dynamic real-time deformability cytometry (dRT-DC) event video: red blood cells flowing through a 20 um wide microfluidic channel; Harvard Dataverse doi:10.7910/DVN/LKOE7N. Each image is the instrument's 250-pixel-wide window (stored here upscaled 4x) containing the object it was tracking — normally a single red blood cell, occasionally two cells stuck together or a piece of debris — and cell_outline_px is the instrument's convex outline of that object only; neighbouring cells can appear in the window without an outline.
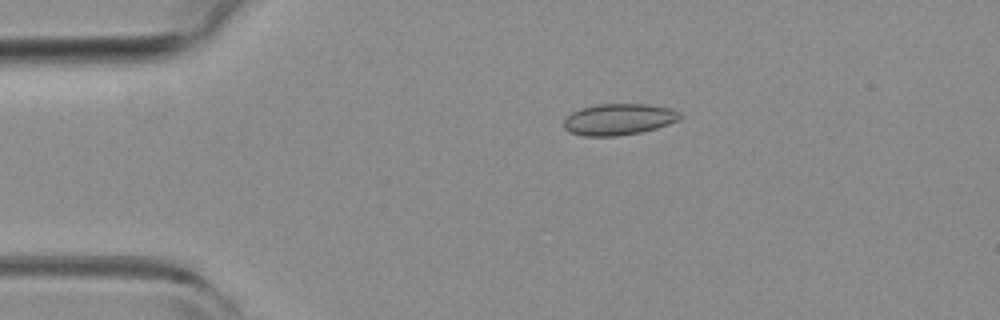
{"species": "common noctule bat (a hibernating species)", "species_latin": "Nyctalus noctula", "temperature_condition": "room temperature", "stored_images_in_passage": 4, "camera_frame_rate_fps": 3000, "um_per_image_px": 0.085, "animal": {"sex": "female", "body_mass_g": 19.3, "forearm_length_mm": 54.1}, "frame": {"image": 1, "passage_image": 1, "time_ms": 0.0, "image_size_px": [1000, 320], "cell_outline_px": [[680, 120], [656, 128], [640, 132], [616, 136], [584, 136], [572, 132], [564, 128], [564, 120], [572, 112], [580, 108], [596, 104], [648, 104], [672, 108], [680, 112]], "centroid_in_image_um": [52.61, 10.13], "position_along_channel_um": 32.4, "area_um2": 21.21}}
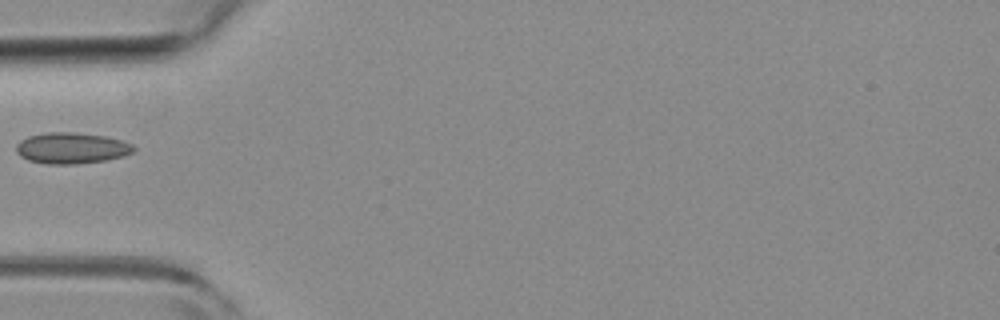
{"frame": {"image": 2, "passage_image": 3, "time_ms": 0.667, "image_size_px": [1000, 320], "cell_outline_px": [[136, 148], [132, 152], [124, 156], [104, 160], [76, 164], [48, 164], [28, 160], [20, 156], [16, 152], [16, 144], [20, 140], [28, 136], [44, 132], [72, 132], [104, 136], [120, 140], [132, 144]], "centroid_in_image_um": [6.04, 12.58], "position_along_channel_um": 79.0, "area_um2": 21.27}}
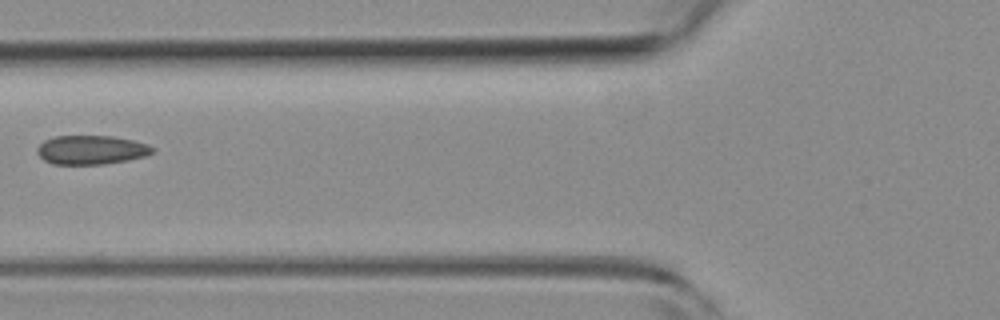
{"frame": {"image": 3, "passage_image": 4, "time_ms": 1.0, "image_size_px": [1000, 320], "cell_outline_px": [[156, 148], [152, 152], [144, 156], [128, 160], [104, 164], [52, 164], [44, 160], [36, 152], [36, 148], [44, 140], [56, 136], [112, 136], [132, 140], [148, 144]], "centroid_in_image_um": [7.74, 12.74], "position_along_channel_um": 118.1, "area_um2": 19.48}}